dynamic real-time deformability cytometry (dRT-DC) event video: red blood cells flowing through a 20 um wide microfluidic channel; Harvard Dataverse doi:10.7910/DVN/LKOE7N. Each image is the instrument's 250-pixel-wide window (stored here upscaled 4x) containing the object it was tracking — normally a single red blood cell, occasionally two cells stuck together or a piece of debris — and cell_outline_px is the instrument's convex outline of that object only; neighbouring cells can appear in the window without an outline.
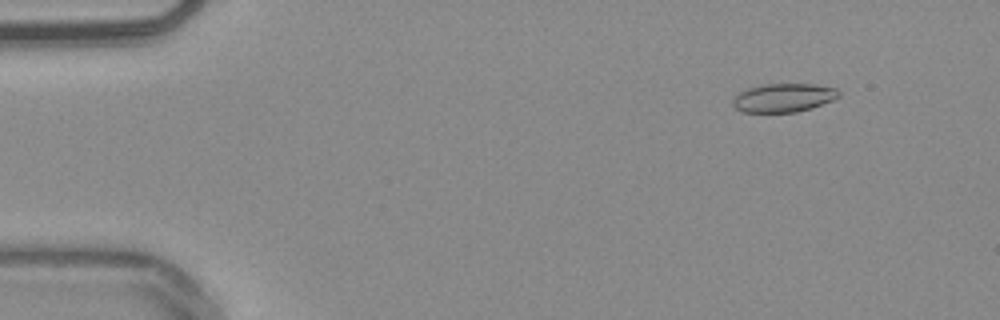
{"species": "common noctule bat (a hibernating species)", "species_latin": "Nyctalus noctula", "temperature_condition": "warm", "stored_images_in_passage": 48, "camera_frame_rate_fps": 3000, "um_per_image_px": 0.085, "animal": {"sex": "male", "body_mass_g": 20.4}, "frame": {"image": 1, "passage_image": 1, "time_ms": 0.0, "image_size_px": [1000, 320], "cell_outline_px": [[840, 96], [832, 100], [812, 108], [796, 112], [740, 112], [732, 104], [732, 100], [740, 92], [748, 88], [764, 84], [816, 84], [836, 88], [840, 92]], "centroid_in_image_um": [66.61, 8.31], "position_along_channel_um": 18.4, "area_um2": 17.69}}
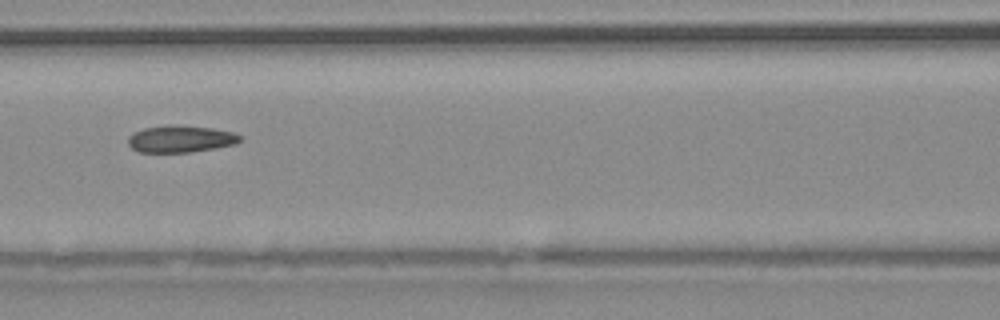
{"frame": {"image": 2, "passage_image": 19, "time_ms": 6.0, "image_size_px": [1000, 320], "cell_outline_px": [[244, 140], [236, 144], [216, 148], [192, 152], [140, 152], [132, 148], [128, 144], [128, 136], [132, 132], [144, 128], [168, 124], [172, 124], [212, 128], [232, 132], [240, 136]], "centroid_in_image_um": [15.35, 11.8], "position_along_channel_um": 151.3, "area_um2": 17.8}}
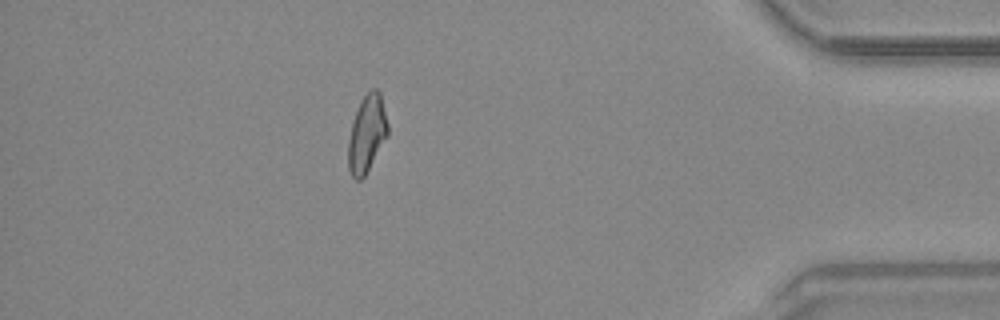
{"frame": {"image": 3, "passage_image": 42, "time_ms": 13.667, "image_size_px": [1000, 320], "cell_outline_px": [[388, 136], [364, 176], [360, 180], [356, 180], [352, 176], [348, 168], [348, 140], [352, 124], [360, 100], [372, 88], [376, 88], [380, 92], [388, 124]], "centroid_in_image_um": [31.19, 11.37], "position_along_channel_um": 404.0, "area_um2": 17.69}, "authors_computed_cell_mechanics": {"area_um2": 17.7446, "velocity_mm_per_s": 3.8602, "shape_relaxation_time_tau1_ms": 5.8333, "shape_relaxation_time_tau2_ms": 2.2009, "deformation_change_tau1": 0.1524, "deformation_change_tau2": 0.0913}}